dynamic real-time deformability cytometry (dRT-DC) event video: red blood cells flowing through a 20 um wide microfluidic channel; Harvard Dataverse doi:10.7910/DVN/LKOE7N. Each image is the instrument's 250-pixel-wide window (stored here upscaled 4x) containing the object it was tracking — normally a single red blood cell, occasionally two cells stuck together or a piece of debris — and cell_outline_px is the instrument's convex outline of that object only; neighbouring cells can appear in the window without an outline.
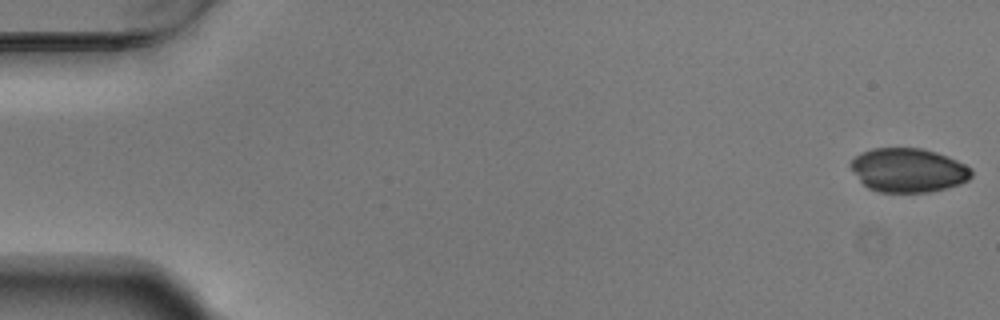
{"species": "Egyptian fruit bat (a non-hibernating species)", "species_latin": "Rousettus aegyptiacus", "temperature_condition": "warm", "stored_images_in_passage": 10, "camera_frame_rate_fps": 3000, "um_per_image_px": 0.085, "animal": {"sex": "male"}, "frame": {"image": 1, "passage_image": 1, "time_ms": 0.0, "image_size_px": [1000, 320], "cell_outline_px": [[972, 176], [968, 180], [960, 184], [928, 192], [880, 192], [868, 188], [860, 180], [848, 164], [860, 152], [872, 148], [924, 148], [936, 152], [956, 160], [972, 168]], "centroid_in_image_um": [77.2, 14.46], "position_along_channel_um": 7.8, "area_um2": 30.92}}